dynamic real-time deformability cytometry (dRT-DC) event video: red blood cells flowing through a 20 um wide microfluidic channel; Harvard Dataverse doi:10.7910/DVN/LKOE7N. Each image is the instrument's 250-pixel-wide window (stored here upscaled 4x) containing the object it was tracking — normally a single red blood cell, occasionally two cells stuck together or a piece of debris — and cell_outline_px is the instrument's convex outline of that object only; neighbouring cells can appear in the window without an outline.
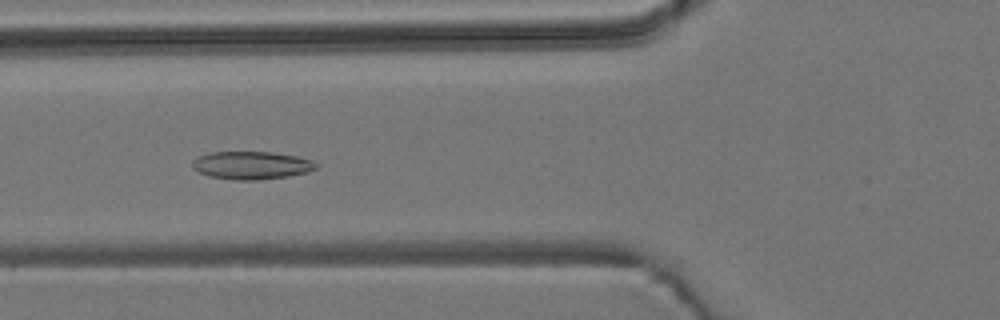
{"species": "common noctule bat (a hibernating species)", "species_latin": "Nyctalus noctula", "temperature_condition": "room temperature", "stored_images_in_passage": 53, "camera_frame_rate_fps": 3000, "um_per_image_px": 0.085, "animal": {"sex": "male", "body_mass_g": 19.2, "forearm_length_mm": 51.8}, "frame": {"image": 1, "passage_image": 20, "time_ms": 6.333, "image_size_px": [1000, 320], "cell_outline_px": [[320, 164], [316, 168], [308, 172], [288, 176], [256, 180], [236, 180], [208, 176], [192, 168], [192, 160], [196, 156], [212, 152], [272, 152], [296, 156], [312, 160]], "centroid_in_image_um": [21.37, 14.05], "position_along_channel_um": 104.4, "area_um2": 20.23}}
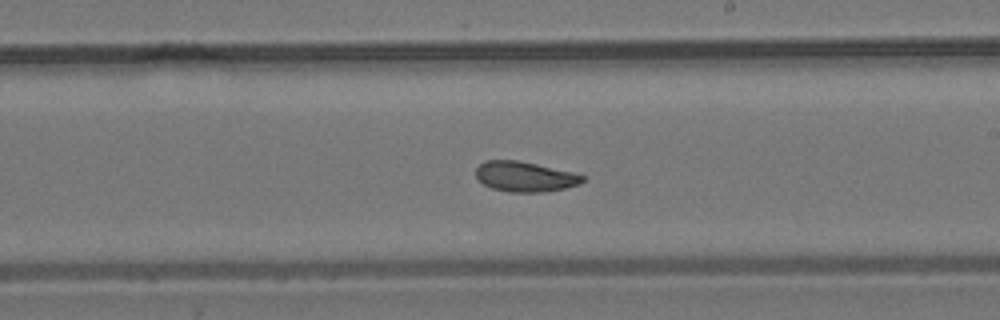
{"frame": {"image": 2, "passage_image": 31, "time_ms": 10.0, "image_size_px": [1000, 320], "cell_outline_px": [[588, 176], [580, 184], [564, 188], [544, 192], [508, 192], [492, 188], [484, 184], [476, 176], [476, 168], [484, 160], [516, 160], [536, 164], [572, 172]], "centroid_in_image_um": [44.63, 15.01], "position_along_channel_um": 244.4, "area_um2": 18.73}}
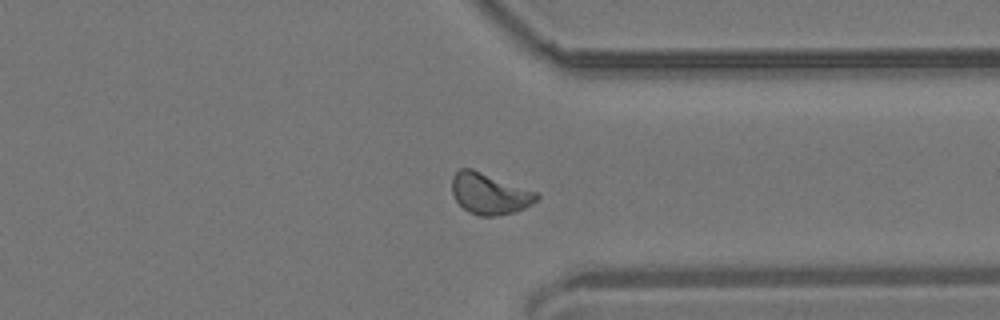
{"frame": {"image": 3, "passage_image": 41, "time_ms": 13.333, "image_size_px": [1000, 320], "cell_outline_px": [[540, 196], [532, 204], [524, 208], [512, 212], [492, 216], [480, 216], [468, 212], [456, 200], [452, 192], [452, 176], [460, 168], [472, 168], [536, 192]], "centroid_in_image_um": [41.58, 16.45], "position_along_channel_um": 369.8, "area_um2": 20.06}, "authors_computed_cell_mechanics": {"area_um2": 19.4786, "velocity_mm_per_s": 3.8159, "shape_relaxation_time_tau1_ms": 8.9271, "shape_relaxation_time_tau2_ms": 2.5238, "deformation_change_tau1": 0.1485, "deformation_change_tau2": 0.0748}}